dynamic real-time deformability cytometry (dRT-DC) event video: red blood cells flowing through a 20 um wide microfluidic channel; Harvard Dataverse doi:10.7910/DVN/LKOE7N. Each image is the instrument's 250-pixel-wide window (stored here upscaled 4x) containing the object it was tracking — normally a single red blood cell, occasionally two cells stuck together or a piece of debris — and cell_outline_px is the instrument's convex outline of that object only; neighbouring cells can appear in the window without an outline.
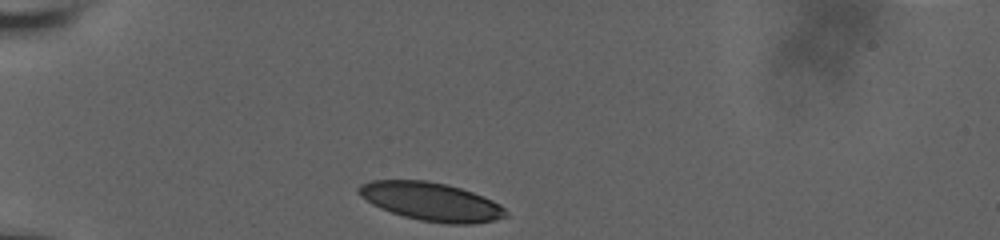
{"species": "human", "species_latin": "Homo sapiens", "temperature_condition": "room temperature", "stored_images_in_passage": 36, "camera_frame_rate_fps": 3000, "um_per_image_px": 0.085, "donor": {"sex": "male"}, "frame": {"image": 1, "passage_image": 1, "time_ms": 0.0, "image_size_px": [1000, 240], "cell_outline_px": [[508, 216], [496, 220], [472, 224], [448, 224], [420, 220], [404, 216], [380, 208], [372, 204], [360, 196], [356, 192], [356, 188], [360, 184], [368, 180], [428, 180], [448, 184], [472, 192], [492, 200], [500, 204], [508, 212]], "centroid_in_image_um": [36.63, 17.13], "position_along_channel_um": 48.4, "area_um2": 33.12}}
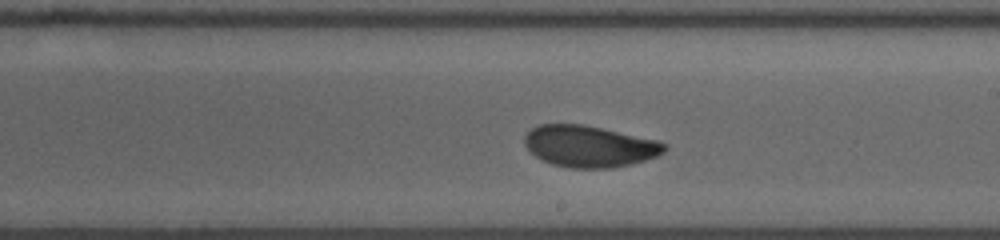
{"frame": {"image": 2, "passage_image": 21, "time_ms": 6.0, "image_size_px": [1000, 240], "cell_outline_px": [[668, 148], [664, 152], [656, 156], [644, 160], [612, 168], [568, 168], [552, 164], [540, 160], [524, 144], [524, 136], [532, 128], [540, 124], [580, 124], [660, 140], [668, 144]], "centroid_in_image_um": [50.11, 12.44], "position_along_channel_um": 238.9, "area_um2": 33.81}}
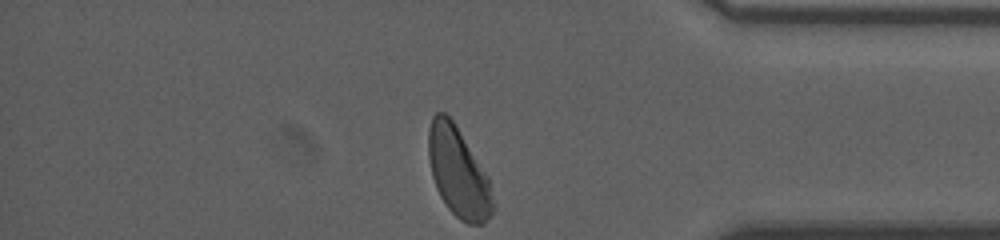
{"frame": {"image": 3, "passage_image": 36, "time_ms": 10.667, "image_size_px": [1000, 240], "cell_outline_px": [[496, 208], [484, 224], [468, 224], [460, 220], [448, 208], [440, 196], [436, 188], [432, 176], [428, 156], [428, 128], [432, 116], [436, 112], [444, 112], [452, 120], [488, 176], [496, 204]], "centroid_in_image_um": [38.97, 14.68], "position_along_channel_um": 396.2, "area_um2": 33.81}, "authors_computed_cell_mechanics": {"area_um2": 33.9286, "velocity_mm_per_s": 3.7473, "shape_relaxation_time_tau1_ms": 4.6254, "shape_relaxation_time_tau2_ms": 1.1521, "deformation_change_tau1": 0.1465, "deformation_change_tau2": 0.0562}}